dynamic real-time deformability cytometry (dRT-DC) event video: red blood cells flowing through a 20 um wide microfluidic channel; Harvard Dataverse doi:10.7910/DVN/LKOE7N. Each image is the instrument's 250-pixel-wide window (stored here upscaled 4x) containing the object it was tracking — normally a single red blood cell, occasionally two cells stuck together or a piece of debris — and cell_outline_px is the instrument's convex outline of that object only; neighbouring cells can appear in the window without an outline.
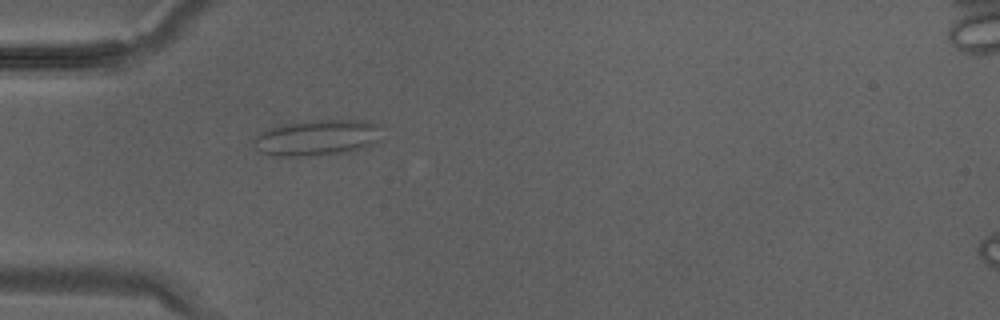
{"species": "Egyptian fruit bat (a non-hibernating species)", "species_latin": "Rousettus aegyptiacus", "temperature_condition": "warm", "stored_images_in_passage": 30, "camera_frame_rate_fps": 3000, "um_per_image_px": 0.085, "animal": {"sex": "male"}, "frame": {"image": 1, "passage_image": 6, "time_ms": 1.667, "image_size_px": [1000, 320], "cell_outline_px": [[380, 140], [364, 148], [348, 152], [312, 156], [280, 156], [264, 152], [252, 140], [256, 136], [268, 128], [288, 124], [312, 120], [364, 120], [380, 124]], "centroid_in_image_um": [27.05, 11.7], "position_along_channel_um": 57.9, "area_um2": 26.59}}
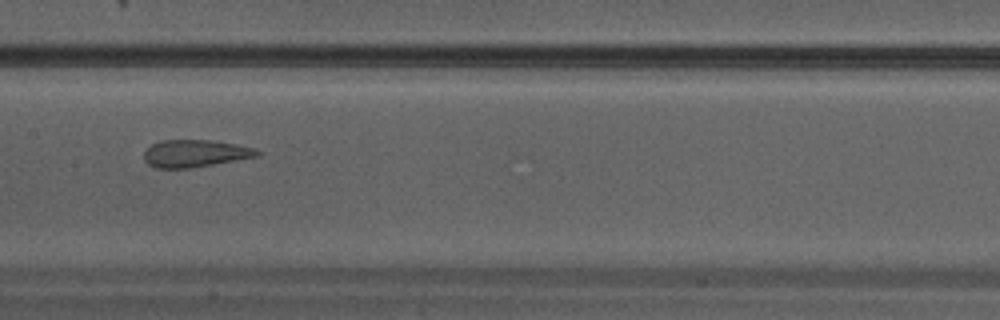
{"frame": {"image": 2, "passage_image": 13, "time_ms": 4.0, "image_size_px": [1000, 320], "cell_outline_px": [[260, 156], [188, 168], [156, 168], [148, 164], [144, 160], [144, 152], [152, 144], [164, 140], [208, 140], [236, 144], [256, 148], [260, 152]], "centroid_in_image_um": [16.59, 13.04], "position_along_channel_um": 190.8, "area_um2": 17.86}}
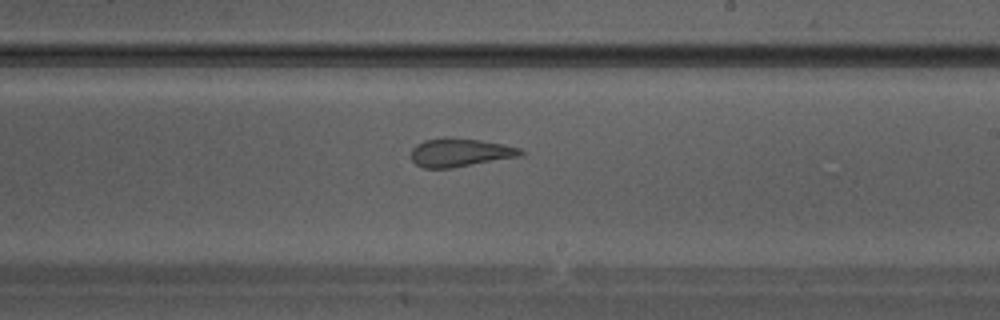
{"frame": {"image": 3, "passage_image": 16, "time_ms": 5.0, "image_size_px": [1000, 320], "cell_outline_px": [[524, 156], [452, 168], [424, 168], [416, 164], [412, 160], [412, 148], [416, 144], [424, 140], [444, 136], [480, 140], [504, 144], [520, 148], [524, 152]], "centroid_in_image_um": [39.13, 12.96], "position_along_channel_um": 249.9, "area_um2": 18.44}}